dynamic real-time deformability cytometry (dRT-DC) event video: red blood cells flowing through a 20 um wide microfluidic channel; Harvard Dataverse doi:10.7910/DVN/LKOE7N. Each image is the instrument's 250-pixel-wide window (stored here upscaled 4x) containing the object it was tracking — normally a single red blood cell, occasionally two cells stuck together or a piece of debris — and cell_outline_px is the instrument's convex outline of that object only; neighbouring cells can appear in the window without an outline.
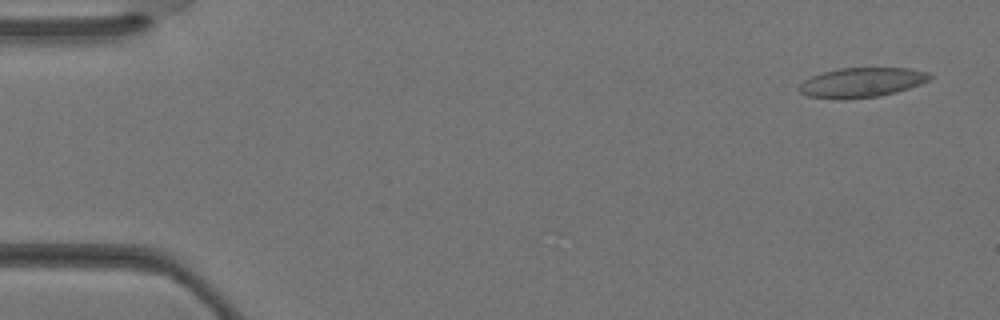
{"species": "Egyptian fruit bat (a non-hibernating species)", "species_latin": "Rousettus aegyptiacus", "temperature_condition": "warm", "stored_images_in_passage": 11, "camera_frame_rate_fps": 3000, "um_per_image_px": 0.085, "animal": {"sex": "female"}, "frame": {"image": 1, "passage_image": 2, "time_ms": 0.333, "image_size_px": [1000, 320], "cell_outline_px": [[932, 76], [928, 80], [920, 84], [896, 92], [880, 96], [844, 100], [840, 100], [808, 96], [800, 92], [800, 84], [804, 80], [812, 76], [824, 72], [840, 68], [908, 68], [928, 72]], "centroid_in_image_um": [73.24, 7.02], "position_along_channel_um": 11.8, "area_um2": 22.54}}